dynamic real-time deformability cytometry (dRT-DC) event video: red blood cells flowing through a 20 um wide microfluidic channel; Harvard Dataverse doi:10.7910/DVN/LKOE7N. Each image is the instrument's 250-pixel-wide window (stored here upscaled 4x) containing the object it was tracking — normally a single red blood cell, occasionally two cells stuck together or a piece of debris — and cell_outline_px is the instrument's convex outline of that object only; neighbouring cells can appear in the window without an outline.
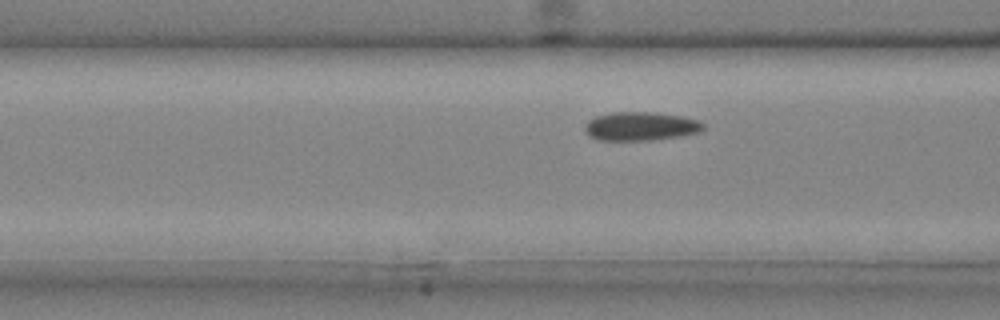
{"species": "common noctule bat (a hibernating species)", "species_latin": "Nyctalus noctula", "temperature_condition": "cold", "stored_images_in_passage": 5, "camera_frame_rate_fps": 3000, "um_per_image_px": 0.085, "animal": {"sex": "male", "body_mass_g": 20.4}, "frame": {"image": 1, "passage_image": 5, "time_ms": 1.333, "image_size_px": [1000, 320], "cell_outline_px": [[704, 128], [700, 132], [680, 136], [652, 140], [596, 140], [588, 136], [584, 128], [584, 124], [588, 120], [596, 116], [612, 112], [652, 112], [680, 116], [696, 120], [704, 124]], "centroid_in_image_um": [54.4, 10.74], "position_along_channel_um": 112.2, "area_um2": 19.83}}